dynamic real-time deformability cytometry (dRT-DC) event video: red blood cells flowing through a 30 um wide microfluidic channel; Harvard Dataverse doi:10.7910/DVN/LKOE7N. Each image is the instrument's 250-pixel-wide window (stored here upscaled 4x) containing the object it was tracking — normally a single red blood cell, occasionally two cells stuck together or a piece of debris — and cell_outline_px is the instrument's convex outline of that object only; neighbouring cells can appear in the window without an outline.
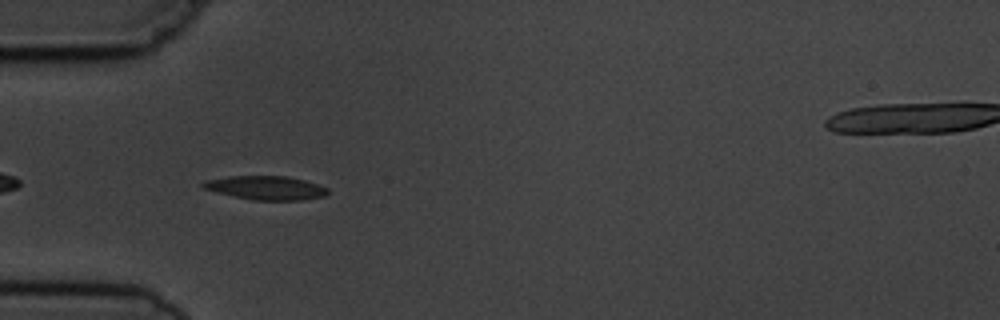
{"species": "common noctule bat (a hibernating species)", "species_latin": "Nyctalus noctula", "temperature_condition": "cold", "stored_images_in_passage": 7, "camera_frame_rate_fps": 3000, "um_per_image_px": 0.085, "animal": {"sex": "male", "body_mass_g": 19.5, "forearm_length_mm": 54.6}, "frame": {"image": 1, "passage_image": 4, "time_ms": 3.333, "image_size_px": [1000, 320], "cell_outline_px": [[328, 192], [324, 196], [300, 200], [252, 200], [232, 196], [216, 192], [204, 188], [200, 184], [204, 180], [228, 176], [288, 176], [304, 180], [328, 188]], "centroid_in_image_um": [22.56, 15.96], "position_along_channel_um": 62.4, "area_um2": 17.28}}
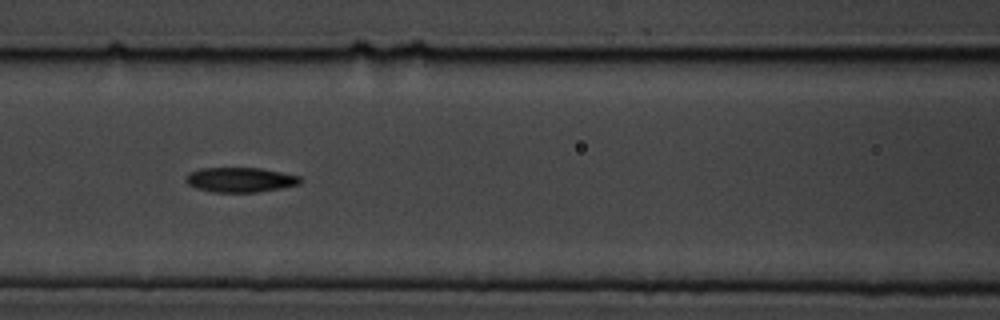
{"frame": {"image": 2, "passage_image": 6, "time_ms": 5.667, "image_size_px": [1000, 320], "cell_outline_px": [[300, 184], [280, 188], [256, 192], [212, 192], [196, 188], [188, 184], [184, 180], [188, 172], [200, 168], [260, 168], [300, 176]], "centroid_in_image_um": [20.36, 15.28], "position_along_channel_um": 146.2, "area_um2": 16.47}}
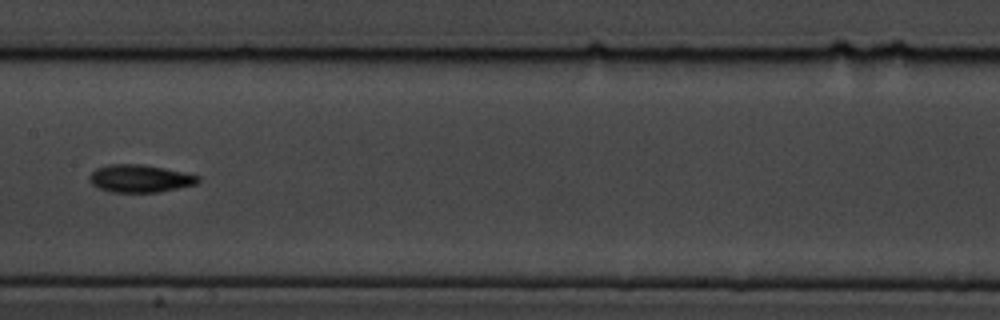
{"frame": {"image": 3, "passage_image": 7, "time_ms": 7.0, "image_size_px": [1000, 320], "cell_outline_px": [[200, 180], [196, 184], [156, 192], [112, 192], [100, 188], [92, 184], [88, 180], [88, 176], [96, 168], [108, 164], [140, 164], [164, 168], [184, 172], [200, 176]], "centroid_in_image_um": [11.87, 15.16], "position_along_channel_um": 195.5, "area_um2": 17.4}}